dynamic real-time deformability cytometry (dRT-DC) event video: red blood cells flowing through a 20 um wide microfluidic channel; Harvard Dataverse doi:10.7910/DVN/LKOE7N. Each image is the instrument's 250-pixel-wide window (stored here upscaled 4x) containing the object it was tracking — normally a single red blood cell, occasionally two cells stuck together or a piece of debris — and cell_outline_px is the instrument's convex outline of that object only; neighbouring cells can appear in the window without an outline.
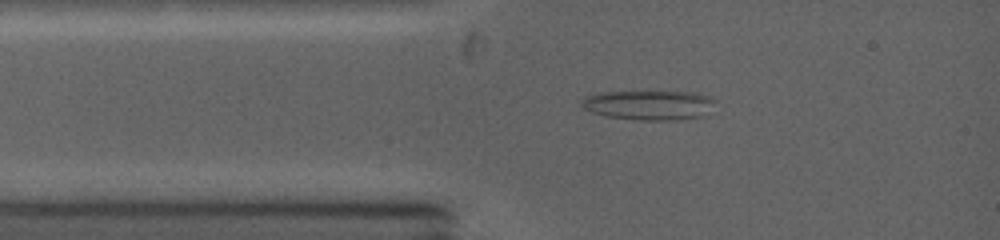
{"species": "common noctule bat (a hibernating species)", "species_latin": "Nyctalus noctula", "temperature_condition": "warm", "stored_images_in_passage": 35, "camera_frame_rate_fps": 5000, "um_per_image_px": 0.085, "animal": {"sex": "female", "body_mass_g": 19.0, "forearm_length_mm": 53.3}, "frame": {"image": 1, "passage_image": 1, "time_ms": 0.0, "image_size_px": [1000, 240], "cell_outline_px": [[716, 100], [704, 116], [680, 120], [632, 120], [604, 116], [592, 112], [584, 108], [580, 104], [588, 96], [608, 92], [692, 92], [708, 96]], "centroid_in_image_um": [55.19, 8.95], "position_along_channel_um": 29.8, "area_um2": 22.89}}
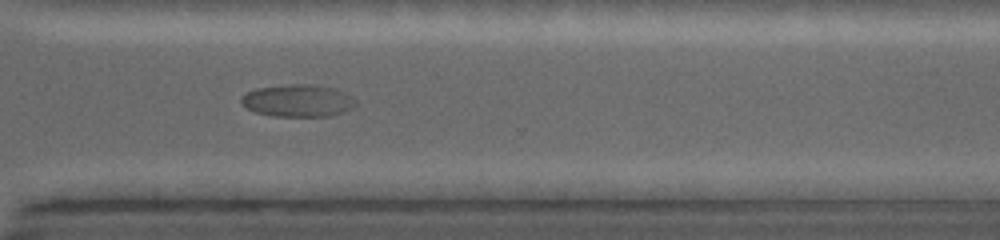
{"frame": {"image": 2, "passage_image": 23, "time_ms": 8.0, "image_size_px": [1000, 240], "cell_outline_px": [[356, 104], [352, 108], [332, 116], [272, 116], [256, 112], [248, 108], [240, 100], [248, 92], [256, 88], [292, 84], [312, 84], [336, 88], [344, 92], [356, 100]], "centroid_in_image_um": [25.36, 8.55], "position_along_channel_um": 345.2, "area_um2": 21.39}}
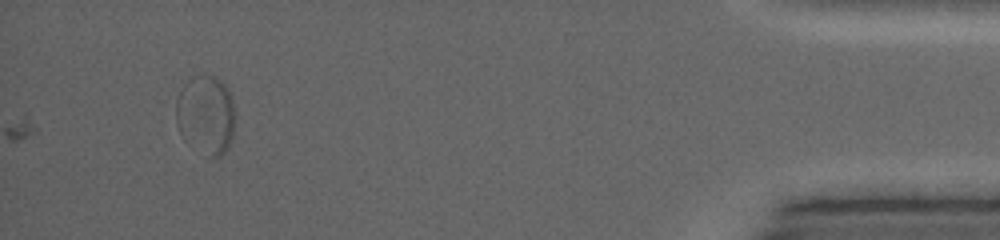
{"frame": {"image": 3, "passage_image": 35, "time_ms": 12.0, "image_size_px": [1000, 240], "cell_outline_px": [[232, 136], [228, 148], [220, 156], [208, 156], [184, 140], [180, 132], [176, 120], [176, 100], [184, 84], [188, 80], [196, 76], [216, 76], [228, 88], [232, 96]], "centroid_in_image_um": [17.47, 9.75], "position_along_channel_um": 417.7, "area_um2": 26.7}}